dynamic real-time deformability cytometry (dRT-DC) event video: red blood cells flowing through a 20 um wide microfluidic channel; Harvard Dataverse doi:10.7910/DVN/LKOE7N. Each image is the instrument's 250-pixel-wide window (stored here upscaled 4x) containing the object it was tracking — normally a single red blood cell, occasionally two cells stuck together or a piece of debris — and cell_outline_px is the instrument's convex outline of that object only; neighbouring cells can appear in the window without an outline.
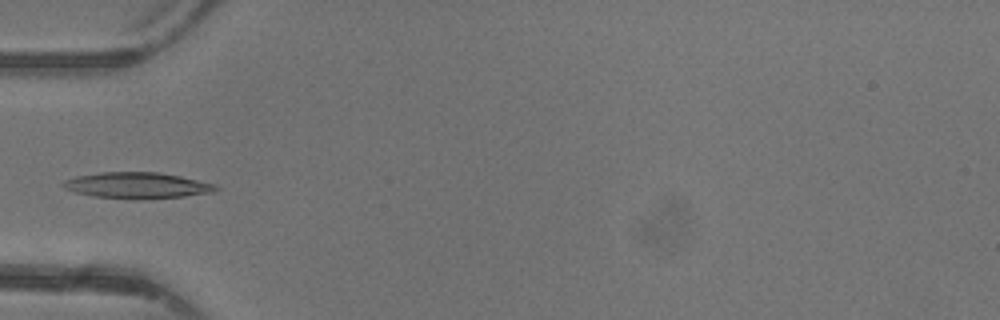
{"species": "common noctule bat (a hibernating species)", "species_latin": "Nyctalus noctula", "temperature_condition": "warm", "stored_images_in_passage": 6, "camera_frame_rate_fps": 3000, "um_per_image_px": 0.085, "animal": {"sex": "female"}, "frame": {"image": 1, "passage_image": 5, "time_ms": 5.0, "image_size_px": [1000, 320], "cell_outline_px": [[220, 188], [212, 192], [184, 196], [136, 200], [92, 196], [76, 192], [64, 188], [60, 184], [64, 180], [76, 176], [100, 172], [160, 172], [180, 176], [216, 184]], "centroid_in_image_um": [11.64, 15.76], "position_along_channel_um": 73.4, "area_um2": 23.35}}
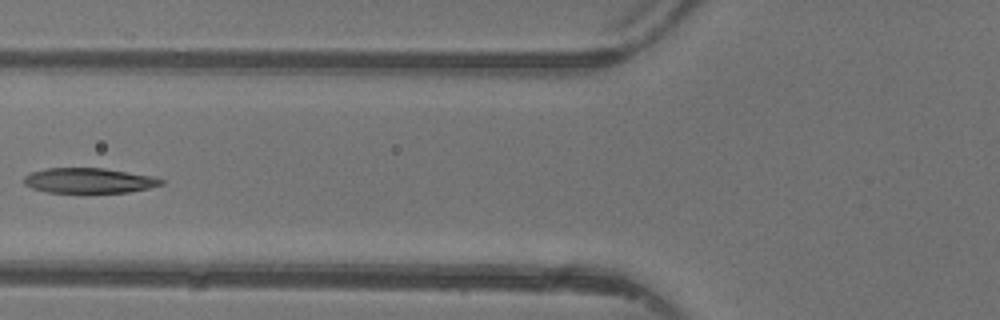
{"frame": {"image": 2, "passage_image": 6, "time_ms": 6.0, "image_size_px": [1000, 320], "cell_outline_px": [[164, 184], [148, 188], [128, 192], [48, 192], [32, 188], [24, 184], [24, 176], [32, 172], [48, 168], [104, 168], [152, 176], [164, 180]], "centroid_in_image_um": [7.57, 15.34], "position_along_channel_um": 118.2, "area_um2": 19.88}}